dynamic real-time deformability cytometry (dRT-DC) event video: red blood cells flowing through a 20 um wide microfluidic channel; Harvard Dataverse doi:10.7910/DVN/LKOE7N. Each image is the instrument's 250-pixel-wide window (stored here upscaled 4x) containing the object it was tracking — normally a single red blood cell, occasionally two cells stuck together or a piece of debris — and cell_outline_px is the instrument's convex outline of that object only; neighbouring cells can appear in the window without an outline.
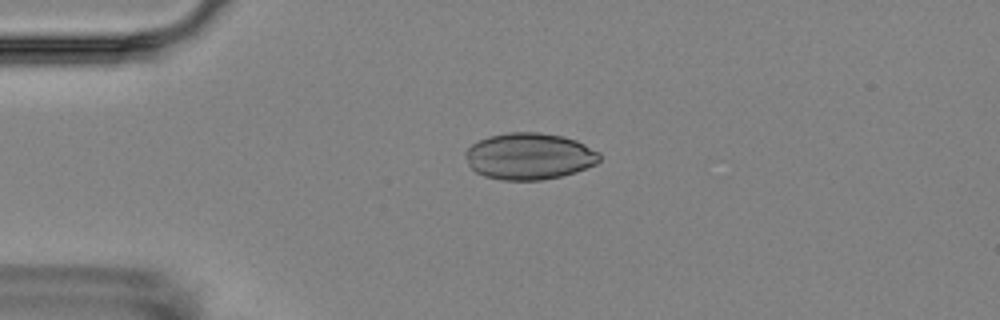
{"species": "Egyptian fruit bat (a non-hibernating species)", "species_latin": "Rousettus aegyptiacus", "temperature_condition": "room temperature", "stored_images_in_passage": 4, "camera_frame_rate_fps": 3000, "um_per_image_px": 0.085, "animal": {"sex": "female"}, "frame": {"image": 1, "passage_image": 2, "time_ms": 2.0, "image_size_px": [1000, 320], "cell_outline_px": [[600, 160], [596, 164], [576, 172], [560, 176], [540, 180], [504, 180], [484, 176], [476, 172], [468, 164], [464, 152], [472, 144], [488, 136], [508, 132], [540, 132], [564, 136], [576, 140], [600, 152]], "centroid_in_image_um": [45.0, 13.27], "position_along_channel_um": 40.0, "area_um2": 36.53}}